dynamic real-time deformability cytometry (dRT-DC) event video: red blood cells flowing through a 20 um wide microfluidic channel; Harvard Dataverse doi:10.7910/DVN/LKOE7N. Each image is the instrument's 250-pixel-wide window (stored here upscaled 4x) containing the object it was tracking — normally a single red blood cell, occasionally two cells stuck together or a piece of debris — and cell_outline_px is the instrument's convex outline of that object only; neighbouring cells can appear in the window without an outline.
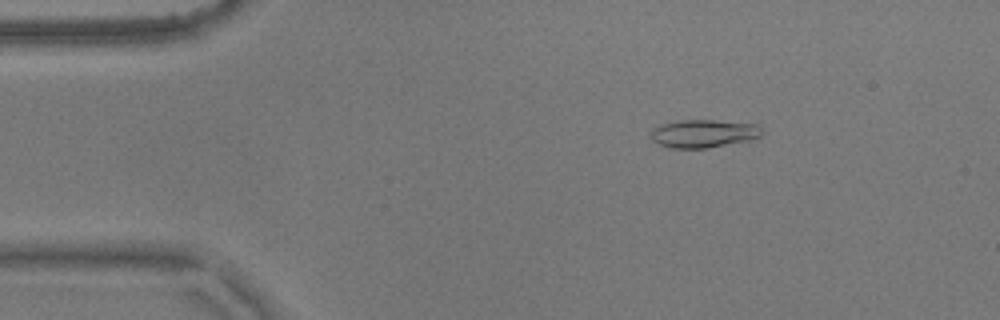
{"species": "common noctule bat (a hibernating species)", "species_latin": "Nyctalus noctula", "temperature_condition": "warm", "stored_images_in_passage": 53, "camera_frame_rate_fps": 3000, "um_per_image_px": 0.085, "animal": {"sex": "male", "body_mass_g": 17.9}, "frame": {"image": 1, "passage_image": 6, "time_ms": 1.667, "image_size_px": [1000, 320], "cell_outline_px": [[764, 132], [760, 136], [748, 140], [704, 148], [672, 148], [660, 144], [652, 140], [652, 128], [660, 124], [680, 120], [760, 120]], "centroid_in_image_um": [59.96, 11.29], "position_along_channel_um": 25.0, "area_um2": 18.79}}
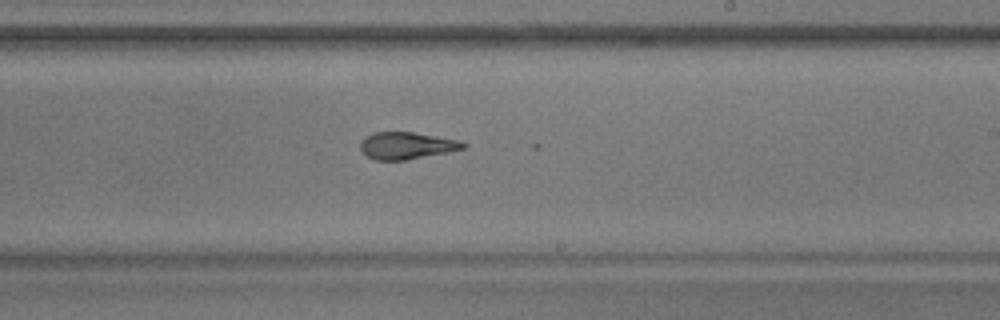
{"frame": {"image": 2, "passage_image": 30, "time_ms": 9.667, "image_size_px": [1000, 320], "cell_outline_px": [[468, 144], [464, 148], [448, 152], [404, 160], [376, 160], [368, 156], [360, 148], [360, 140], [372, 132], [412, 132], [460, 140]], "centroid_in_image_um": [34.56, 12.36], "position_along_channel_um": 254.4, "area_um2": 16.13}}
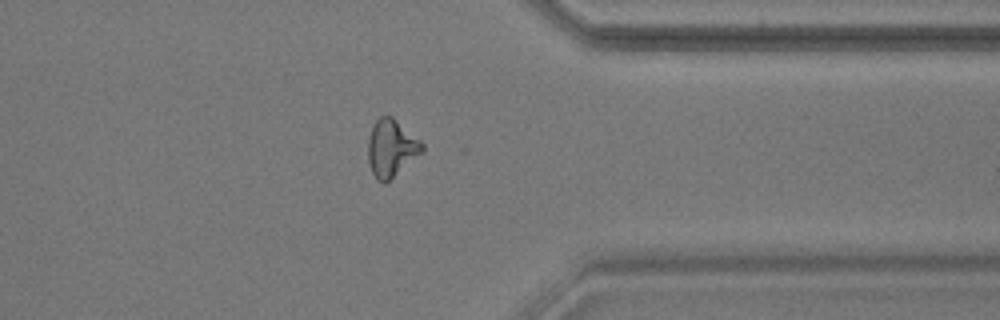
{"frame": {"image": 3, "passage_image": 41, "time_ms": 13.333, "image_size_px": [1000, 320], "cell_outline_px": [[424, 152], [384, 184], [372, 172], [368, 160], [368, 140], [372, 128], [376, 120], [380, 116], [392, 116], [420, 140], [424, 144]], "centroid_in_image_um": [33.28, 12.58], "position_along_channel_um": 378.1, "area_um2": 17.86}, "authors_computed_cell_mechanics": {"area_um2": 17.051, "velocity_mm_per_s": 3.6095, "shape_relaxation_time_tau1_ms": null, "shape_relaxation_time_tau2_ms": 2.107, "deformation_change_tau1": null, "deformation_change_tau2": 0.1081}}